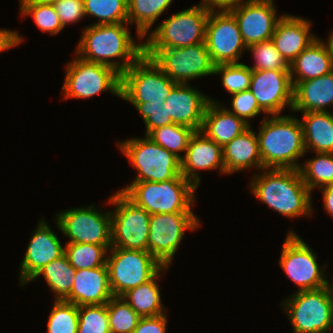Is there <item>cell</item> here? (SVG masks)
I'll return each instance as SVG.
<instances>
[{"instance_id": "cell-1", "label": "cell", "mask_w": 333, "mask_h": 333, "mask_svg": "<svg viewBox=\"0 0 333 333\" xmlns=\"http://www.w3.org/2000/svg\"><path fill=\"white\" fill-rule=\"evenodd\" d=\"M177 85L144 54L121 75V97L130 102L146 124L147 136L152 130L172 124L164 103Z\"/></svg>"}, {"instance_id": "cell-2", "label": "cell", "mask_w": 333, "mask_h": 333, "mask_svg": "<svg viewBox=\"0 0 333 333\" xmlns=\"http://www.w3.org/2000/svg\"><path fill=\"white\" fill-rule=\"evenodd\" d=\"M128 25L92 24L84 27L74 54L85 61L112 67L122 75L144 54V44L134 41ZM116 59H121V63Z\"/></svg>"}, {"instance_id": "cell-3", "label": "cell", "mask_w": 333, "mask_h": 333, "mask_svg": "<svg viewBox=\"0 0 333 333\" xmlns=\"http://www.w3.org/2000/svg\"><path fill=\"white\" fill-rule=\"evenodd\" d=\"M251 179L253 195L271 209L289 218L311 216V191L304 184L299 169H263Z\"/></svg>"}, {"instance_id": "cell-4", "label": "cell", "mask_w": 333, "mask_h": 333, "mask_svg": "<svg viewBox=\"0 0 333 333\" xmlns=\"http://www.w3.org/2000/svg\"><path fill=\"white\" fill-rule=\"evenodd\" d=\"M258 136L263 168H300L298 159L306 154L303 128L293 116L272 115L262 120Z\"/></svg>"}, {"instance_id": "cell-5", "label": "cell", "mask_w": 333, "mask_h": 333, "mask_svg": "<svg viewBox=\"0 0 333 333\" xmlns=\"http://www.w3.org/2000/svg\"><path fill=\"white\" fill-rule=\"evenodd\" d=\"M197 188L183 176L162 182H132L121 189L132 202L152 214L193 212Z\"/></svg>"}, {"instance_id": "cell-6", "label": "cell", "mask_w": 333, "mask_h": 333, "mask_svg": "<svg viewBox=\"0 0 333 333\" xmlns=\"http://www.w3.org/2000/svg\"><path fill=\"white\" fill-rule=\"evenodd\" d=\"M286 299L282 306H284L289 321H291L294 333H328L332 331V284L317 290L297 291Z\"/></svg>"}, {"instance_id": "cell-7", "label": "cell", "mask_w": 333, "mask_h": 333, "mask_svg": "<svg viewBox=\"0 0 333 333\" xmlns=\"http://www.w3.org/2000/svg\"><path fill=\"white\" fill-rule=\"evenodd\" d=\"M120 150L138 171L133 182H162L181 174V160L147 136L118 142Z\"/></svg>"}, {"instance_id": "cell-8", "label": "cell", "mask_w": 333, "mask_h": 333, "mask_svg": "<svg viewBox=\"0 0 333 333\" xmlns=\"http://www.w3.org/2000/svg\"><path fill=\"white\" fill-rule=\"evenodd\" d=\"M209 13L201 4L175 13L149 33L144 49L178 48L205 42Z\"/></svg>"}, {"instance_id": "cell-9", "label": "cell", "mask_w": 333, "mask_h": 333, "mask_svg": "<svg viewBox=\"0 0 333 333\" xmlns=\"http://www.w3.org/2000/svg\"><path fill=\"white\" fill-rule=\"evenodd\" d=\"M109 250L106 265L113 296L121 297L127 291L148 282L163 268L148 251L117 247Z\"/></svg>"}, {"instance_id": "cell-10", "label": "cell", "mask_w": 333, "mask_h": 333, "mask_svg": "<svg viewBox=\"0 0 333 333\" xmlns=\"http://www.w3.org/2000/svg\"><path fill=\"white\" fill-rule=\"evenodd\" d=\"M144 55L177 84H188L194 78L214 75L215 64L205 42L178 48L144 49Z\"/></svg>"}, {"instance_id": "cell-11", "label": "cell", "mask_w": 333, "mask_h": 333, "mask_svg": "<svg viewBox=\"0 0 333 333\" xmlns=\"http://www.w3.org/2000/svg\"><path fill=\"white\" fill-rule=\"evenodd\" d=\"M115 205L111 213V247L148 251L150 214L118 190L109 199Z\"/></svg>"}, {"instance_id": "cell-12", "label": "cell", "mask_w": 333, "mask_h": 333, "mask_svg": "<svg viewBox=\"0 0 333 333\" xmlns=\"http://www.w3.org/2000/svg\"><path fill=\"white\" fill-rule=\"evenodd\" d=\"M66 66V76L62 86L64 99L90 98L101 92L121 97V74L114 68L89 61L75 55Z\"/></svg>"}, {"instance_id": "cell-13", "label": "cell", "mask_w": 333, "mask_h": 333, "mask_svg": "<svg viewBox=\"0 0 333 333\" xmlns=\"http://www.w3.org/2000/svg\"><path fill=\"white\" fill-rule=\"evenodd\" d=\"M200 221L193 212L152 214L148 252L163 266L169 267L186 230H195Z\"/></svg>"}, {"instance_id": "cell-14", "label": "cell", "mask_w": 333, "mask_h": 333, "mask_svg": "<svg viewBox=\"0 0 333 333\" xmlns=\"http://www.w3.org/2000/svg\"><path fill=\"white\" fill-rule=\"evenodd\" d=\"M279 264L285 274L299 287L298 291L317 290L328 286L324 268L317 264V256L294 231H289L282 246Z\"/></svg>"}, {"instance_id": "cell-15", "label": "cell", "mask_w": 333, "mask_h": 333, "mask_svg": "<svg viewBox=\"0 0 333 333\" xmlns=\"http://www.w3.org/2000/svg\"><path fill=\"white\" fill-rule=\"evenodd\" d=\"M55 224L67 243L111 245V213H103L89 207L72 208L56 215Z\"/></svg>"}, {"instance_id": "cell-16", "label": "cell", "mask_w": 333, "mask_h": 333, "mask_svg": "<svg viewBox=\"0 0 333 333\" xmlns=\"http://www.w3.org/2000/svg\"><path fill=\"white\" fill-rule=\"evenodd\" d=\"M205 44L215 65L241 63L239 58L247 50L238 22L229 10H210Z\"/></svg>"}, {"instance_id": "cell-17", "label": "cell", "mask_w": 333, "mask_h": 333, "mask_svg": "<svg viewBox=\"0 0 333 333\" xmlns=\"http://www.w3.org/2000/svg\"><path fill=\"white\" fill-rule=\"evenodd\" d=\"M293 89L290 71L252 70L249 90L267 116L279 115L285 107L292 109Z\"/></svg>"}, {"instance_id": "cell-18", "label": "cell", "mask_w": 333, "mask_h": 333, "mask_svg": "<svg viewBox=\"0 0 333 333\" xmlns=\"http://www.w3.org/2000/svg\"><path fill=\"white\" fill-rule=\"evenodd\" d=\"M229 11L236 18L242 39L247 48L269 41L281 16L276 17L273 0H246Z\"/></svg>"}, {"instance_id": "cell-19", "label": "cell", "mask_w": 333, "mask_h": 333, "mask_svg": "<svg viewBox=\"0 0 333 333\" xmlns=\"http://www.w3.org/2000/svg\"><path fill=\"white\" fill-rule=\"evenodd\" d=\"M65 254V247L43 219L38 223L21 262L20 284L24 286L48 263Z\"/></svg>"}, {"instance_id": "cell-20", "label": "cell", "mask_w": 333, "mask_h": 333, "mask_svg": "<svg viewBox=\"0 0 333 333\" xmlns=\"http://www.w3.org/2000/svg\"><path fill=\"white\" fill-rule=\"evenodd\" d=\"M208 97L190 84H177L167 96L163 109L174 124L201 131Z\"/></svg>"}, {"instance_id": "cell-21", "label": "cell", "mask_w": 333, "mask_h": 333, "mask_svg": "<svg viewBox=\"0 0 333 333\" xmlns=\"http://www.w3.org/2000/svg\"><path fill=\"white\" fill-rule=\"evenodd\" d=\"M216 168H219L221 174H225L222 147L203 132L195 131L190 138L185 156L181 159L182 176L197 188L200 183L197 170Z\"/></svg>"}, {"instance_id": "cell-22", "label": "cell", "mask_w": 333, "mask_h": 333, "mask_svg": "<svg viewBox=\"0 0 333 333\" xmlns=\"http://www.w3.org/2000/svg\"><path fill=\"white\" fill-rule=\"evenodd\" d=\"M310 26L309 20L288 14L277 22L271 41L289 64L318 38L310 34Z\"/></svg>"}, {"instance_id": "cell-23", "label": "cell", "mask_w": 333, "mask_h": 333, "mask_svg": "<svg viewBox=\"0 0 333 333\" xmlns=\"http://www.w3.org/2000/svg\"><path fill=\"white\" fill-rule=\"evenodd\" d=\"M113 294L107 265L75 271L70 295L64 300L76 306L106 304Z\"/></svg>"}, {"instance_id": "cell-24", "label": "cell", "mask_w": 333, "mask_h": 333, "mask_svg": "<svg viewBox=\"0 0 333 333\" xmlns=\"http://www.w3.org/2000/svg\"><path fill=\"white\" fill-rule=\"evenodd\" d=\"M292 83L294 89L291 111L327 112V107L333 106V71L318 78Z\"/></svg>"}, {"instance_id": "cell-25", "label": "cell", "mask_w": 333, "mask_h": 333, "mask_svg": "<svg viewBox=\"0 0 333 333\" xmlns=\"http://www.w3.org/2000/svg\"><path fill=\"white\" fill-rule=\"evenodd\" d=\"M222 151L226 175L252 167L261 171L264 169L259 152L258 136L251 130V125L222 147Z\"/></svg>"}, {"instance_id": "cell-26", "label": "cell", "mask_w": 333, "mask_h": 333, "mask_svg": "<svg viewBox=\"0 0 333 333\" xmlns=\"http://www.w3.org/2000/svg\"><path fill=\"white\" fill-rule=\"evenodd\" d=\"M209 101L204 112L201 132L224 147L250 125L230 112L227 107L219 105L213 98Z\"/></svg>"}, {"instance_id": "cell-27", "label": "cell", "mask_w": 333, "mask_h": 333, "mask_svg": "<svg viewBox=\"0 0 333 333\" xmlns=\"http://www.w3.org/2000/svg\"><path fill=\"white\" fill-rule=\"evenodd\" d=\"M333 60L327 44L321 39L314 40L290 64L292 81H305L330 74ZM296 76V79L294 78Z\"/></svg>"}, {"instance_id": "cell-28", "label": "cell", "mask_w": 333, "mask_h": 333, "mask_svg": "<svg viewBox=\"0 0 333 333\" xmlns=\"http://www.w3.org/2000/svg\"><path fill=\"white\" fill-rule=\"evenodd\" d=\"M300 122L306 152L333 153V113L305 112Z\"/></svg>"}, {"instance_id": "cell-29", "label": "cell", "mask_w": 333, "mask_h": 333, "mask_svg": "<svg viewBox=\"0 0 333 333\" xmlns=\"http://www.w3.org/2000/svg\"><path fill=\"white\" fill-rule=\"evenodd\" d=\"M167 269L168 267H163L151 280L121 296L140 317H155L164 314L157 280L160 277V272Z\"/></svg>"}, {"instance_id": "cell-30", "label": "cell", "mask_w": 333, "mask_h": 333, "mask_svg": "<svg viewBox=\"0 0 333 333\" xmlns=\"http://www.w3.org/2000/svg\"><path fill=\"white\" fill-rule=\"evenodd\" d=\"M75 271L76 269L64 254L44 266L29 282L43 275L49 288L55 294V300H65L70 295Z\"/></svg>"}, {"instance_id": "cell-31", "label": "cell", "mask_w": 333, "mask_h": 333, "mask_svg": "<svg viewBox=\"0 0 333 333\" xmlns=\"http://www.w3.org/2000/svg\"><path fill=\"white\" fill-rule=\"evenodd\" d=\"M173 0H128V24L135 23L138 39L151 32V27ZM150 30V31H149Z\"/></svg>"}, {"instance_id": "cell-32", "label": "cell", "mask_w": 333, "mask_h": 333, "mask_svg": "<svg viewBox=\"0 0 333 333\" xmlns=\"http://www.w3.org/2000/svg\"><path fill=\"white\" fill-rule=\"evenodd\" d=\"M110 248L111 245L67 243L65 255L76 270L90 269L106 265V256Z\"/></svg>"}, {"instance_id": "cell-33", "label": "cell", "mask_w": 333, "mask_h": 333, "mask_svg": "<svg viewBox=\"0 0 333 333\" xmlns=\"http://www.w3.org/2000/svg\"><path fill=\"white\" fill-rule=\"evenodd\" d=\"M194 133L190 127L172 123L152 130L147 137L181 160L180 152H186Z\"/></svg>"}, {"instance_id": "cell-34", "label": "cell", "mask_w": 333, "mask_h": 333, "mask_svg": "<svg viewBox=\"0 0 333 333\" xmlns=\"http://www.w3.org/2000/svg\"><path fill=\"white\" fill-rule=\"evenodd\" d=\"M316 157L300 165L299 171L304 184L312 192L333 183V153H315ZM303 166V167H302Z\"/></svg>"}, {"instance_id": "cell-35", "label": "cell", "mask_w": 333, "mask_h": 333, "mask_svg": "<svg viewBox=\"0 0 333 333\" xmlns=\"http://www.w3.org/2000/svg\"><path fill=\"white\" fill-rule=\"evenodd\" d=\"M85 16L99 18L94 25L128 23V0H84Z\"/></svg>"}, {"instance_id": "cell-36", "label": "cell", "mask_w": 333, "mask_h": 333, "mask_svg": "<svg viewBox=\"0 0 333 333\" xmlns=\"http://www.w3.org/2000/svg\"><path fill=\"white\" fill-rule=\"evenodd\" d=\"M106 304L111 333H132L141 317L122 297L113 296Z\"/></svg>"}, {"instance_id": "cell-37", "label": "cell", "mask_w": 333, "mask_h": 333, "mask_svg": "<svg viewBox=\"0 0 333 333\" xmlns=\"http://www.w3.org/2000/svg\"><path fill=\"white\" fill-rule=\"evenodd\" d=\"M78 306L64 300H56L49 314L48 333H77Z\"/></svg>"}, {"instance_id": "cell-38", "label": "cell", "mask_w": 333, "mask_h": 333, "mask_svg": "<svg viewBox=\"0 0 333 333\" xmlns=\"http://www.w3.org/2000/svg\"><path fill=\"white\" fill-rule=\"evenodd\" d=\"M19 8L21 15L32 16L37 27L43 32L57 35L64 28L53 4L20 3Z\"/></svg>"}, {"instance_id": "cell-39", "label": "cell", "mask_w": 333, "mask_h": 333, "mask_svg": "<svg viewBox=\"0 0 333 333\" xmlns=\"http://www.w3.org/2000/svg\"><path fill=\"white\" fill-rule=\"evenodd\" d=\"M248 50L253 53L255 60V64L249 66L251 70L290 71V64L281 56L271 40L252 44Z\"/></svg>"}, {"instance_id": "cell-40", "label": "cell", "mask_w": 333, "mask_h": 333, "mask_svg": "<svg viewBox=\"0 0 333 333\" xmlns=\"http://www.w3.org/2000/svg\"><path fill=\"white\" fill-rule=\"evenodd\" d=\"M215 74H222V84L231 94L243 92L250 88L252 70L246 64H218L214 68Z\"/></svg>"}, {"instance_id": "cell-41", "label": "cell", "mask_w": 333, "mask_h": 333, "mask_svg": "<svg viewBox=\"0 0 333 333\" xmlns=\"http://www.w3.org/2000/svg\"><path fill=\"white\" fill-rule=\"evenodd\" d=\"M77 333H111L107 304L78 307Z\"/></svg>"}, {"instance_id": "cell-42", "label": "cell", "mask_w": 333, "mask_h": 333, "mask_svg": "<svg viewBox=\"0 0 333 333\" xmlns=\"http://www.w3.org/2000/svg\"><path fill=\"white\" fill-rule=\"evenodd\" d=\"M231 105L233 109H228L235 114L238 118H241L248 125L249 119L257 116L263 112L258 105L257 99L251 93V91L245 90L243 92L232 94Z\"/></svg>"}, {"instance_id": "cell-43", "label": "cell", "mask_w": 333, "mask_h": 333, "mask_svg": "<svg viewBox=\"0 0 333 333\" xmlns=\"http://www.w3.org/2000/svg\"><path fill=\"white\" fill-rule=\"evenodd\" d=\"M63 27L78 22L85 16L84 0H58L53 3Z\"/></svg>"}, {"instance_id": "cell-44", "label": "cell", "mask_w": 333, "mask_h": 333, "mask_svg": "<svg viewBox=\"0 0 333 333\" xmlns=\"http://www.w3.org/2000/svg\"><path fill=\"white\" fill-rule=\"evenodd\" d=\"M167 316L141 317L132 333H166Z\"/></svg>"}, {"instance_id": "cell-45", "label": "cell", "mask_w": 333, "mask_h": 333, "mask_svg": "<svg viewBox=\"0 0 333 333\" xmlns=\"http://www.w3.org/2000/svg\"><path fill=\"white\" fill-rule=\"evenodd\" d=\"M23 38L16 31L0 29V52L19 46Z\"/></svg>"}, {"instance_id": "cell-46", "label": "cell", "mask_w": 333, "mask_h": 333, "mask_svg": "<svg viewBox=\"0 0 333 333\" xmlns=\"http://www.w3.org/2000/svg\"><path fill=\"white\" fill-rule=\"evenodd\" d=\"M243 2H245V0H202L200 4L209 10H217L218 8L219 10H229Z\"/></svg>"}, {"instance_id": "cell-47", "label": "cell", "mask_w": 333, "mask_h": 333, "mask_svg": "<svg viewBox=\"0 0 333 333\" xmlns=\"http://www.w3.org/2000/svg\"><path fill=\"white\" fill-rule=\"evenodd\" d=\"M322 188V189H321ZM319 188L323 195L324 209L328 214L333 216V183L326 184L324 187Z\"/></svg>"}, {"instance_id": "cell-48", "label": "cell", "mask_w": 333, "mask_h": 333, "mask_svg": "<svg viewBox=\"0 0 333 333\" xmlns=\"http://www.w3.org/2000/svg\"><path fill=\"white\" fill-rule=\"evenodd\" d=\"M20 3H48L53 4L57 2L58 0H20Z\"/></svg>"}, {"instance_id": "cell-49", "label": "cell", "mask_w": 333, "mask_h": 333, "mask_svg": "<svg viewBox=\"0 0 333 333\" xmlns=\"http://www.w3.org/2000/svg\"><path fill=\"white\" fill-rule=\"evenodd\" d=\"M329 47V50H330V53H331V56H332V60H333V30L330 34V36H328V41L326 43Z\"/></svg>"}]
</instances>
